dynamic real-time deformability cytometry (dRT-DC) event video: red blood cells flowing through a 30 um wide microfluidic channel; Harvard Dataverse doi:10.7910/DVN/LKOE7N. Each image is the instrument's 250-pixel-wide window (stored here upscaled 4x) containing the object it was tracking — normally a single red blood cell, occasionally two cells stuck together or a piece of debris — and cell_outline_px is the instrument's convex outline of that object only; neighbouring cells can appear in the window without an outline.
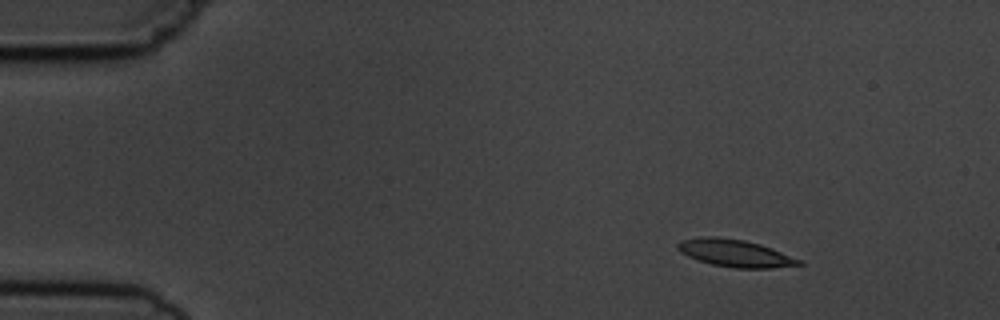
{"species": "common noctule bat (a hibernating species)", "species_latin": "Nyctalus noctula", "temperature_condition": "cold", "stored_images_in_passage": 13, "camera_frame_rate_fps": 3000, "um_per_image_px": 0.085, "animal": {"sex": "male", "body_mass_g": 19.5, "forearm_length_mm": 54.6}, "frame": {"image": 1, "passage_image": 1, "time_ms": 0.0, "image_size_px": [1000, 320], "cell_outline_px": [[804, 264], [772, 268], [732, 268], [712, 264], [688, 256], [680, 252], [676, 248], [676, 244], [680, 240], [704, 236], [716, 236], [744, 240], [760, 244], [772, 248], [804, 260]], "centroid_in_image_um": [62.51, 21.51], "position_along_channel_um": 22.5, "area_um2": 19.48}}
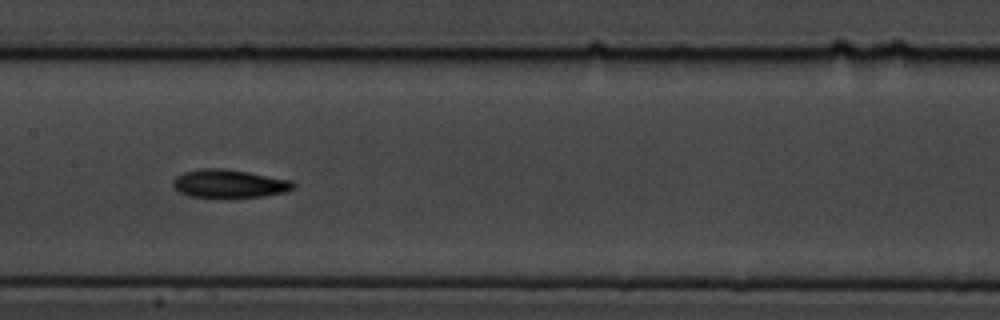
{"frame": {"image": 2, "passage_image": 6, "time_ms": 6.667, "image_size_px": [1000, 320], "cell_outline_px": [[296, 188], [284, 192], [264, 196], [188, 196], [180, 192], [172, 184], [172, 180], [176, 176], [184, 172], [200, 168], [224, 168], [248, 172], [292, 180], [296, 184]], "centroid_in_image_um": [19.5, 15.58], "position_along_channel_um": 187.9, "area_um2": 19.54}}
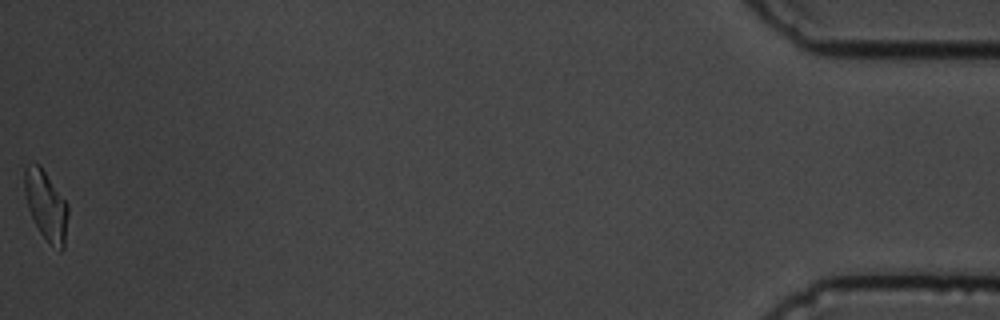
{"frame": {"image": 3, "passage_image": 13, "time_ms": 15.667, "image_size_px": [1000, 320], "cell_outline_px": [[68, 216], [64, 248], [60, 252], [48, 244], [40, 232], [28, 208], [24, 192], [24, 168], [28, 164], [40, 164], [68, 204]], "centroid_in_image_um": [3.92, 17.49], "position_along_channel_um": 431.3, "area_um2": 17.8}, "authors_computed_cell_mechanics": {"area_um2": 19.1318, "velocity_mm_per_s": 3.7441, "shape_relaxation_time_tau1_ms": 3.5965, "shape_relaxation_time_tau2_ms": null, "deformation_change_tau1": 0.1293, "deformation_change_tau2": null}}